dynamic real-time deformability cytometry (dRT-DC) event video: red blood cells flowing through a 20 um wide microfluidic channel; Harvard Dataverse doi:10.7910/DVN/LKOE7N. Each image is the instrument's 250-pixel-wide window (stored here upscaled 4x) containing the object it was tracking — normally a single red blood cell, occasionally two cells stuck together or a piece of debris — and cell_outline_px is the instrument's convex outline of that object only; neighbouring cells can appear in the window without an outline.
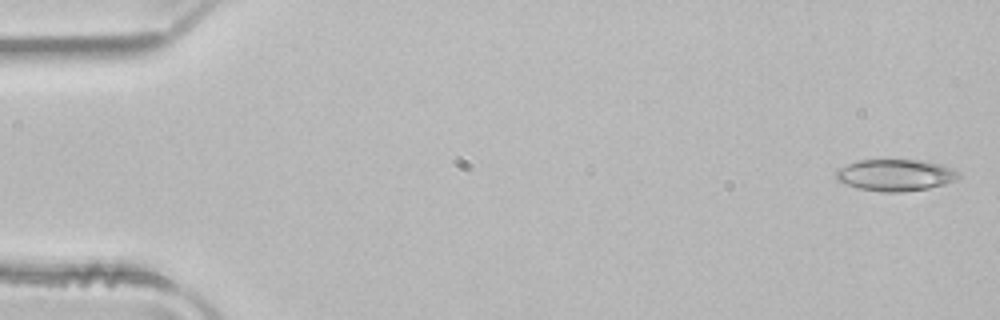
{"species": "common noctule bat (a hibernating species)", "species_latin": "Nyctalus noctula", "temperature_condition": "room temperature", "stored_images_in_passage": 50, "camera_frame_rate_fps": 3000, "um_per_image_px": 0.085, "animal": {"sex": "male", "body_mass_g": 21.5, "forearm_length_mm": 52.0}, "frame": {"image": 1, "passage_image": 1, "time_ms": 0.0, "image_size_px": [1000, 320], "cell_outline_px": [[960, 176], [956, 180], [944, 184], [928, 188], [904, 192], [884, 192], [856, 188], [844, 184], [836, 180], [836, 168], [860, 160], [924, 160], [940, 164], [952, 168], [960, 172]], "centroid_in_image_um": [76.1, 14.88], "position_along_channel_um": 8.9, "area_um2": 22.83}}
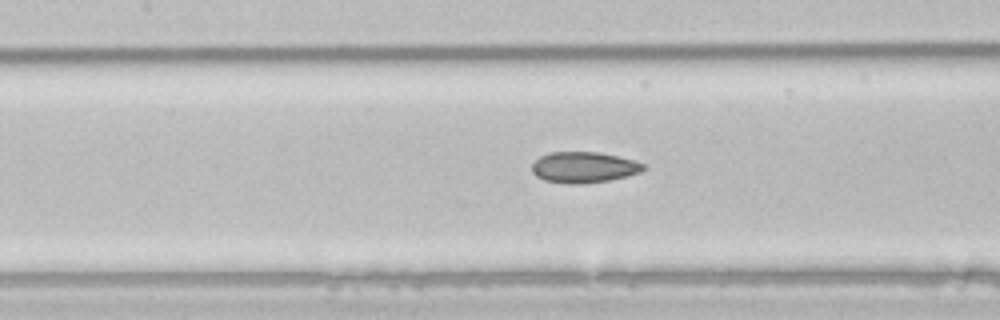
{"frame": {"image": 2, "passage_image": 22, "time_ms": 7.0, "image_size_px": [1000, 320], "cell_outline_px": [[648, 168], [640, 172], [628, 176], [608, 180], [580, 184], [568, 184], [544, 180], [536, 176], [532, 172], [532, 164], [540, 156], [548, 152], [600, 152], [632, 160], [644, 164]], "centroid_in_image_um": [49.61, 14.22], "position_along_channel_um": 157.8, "area_um2": 20.11}}
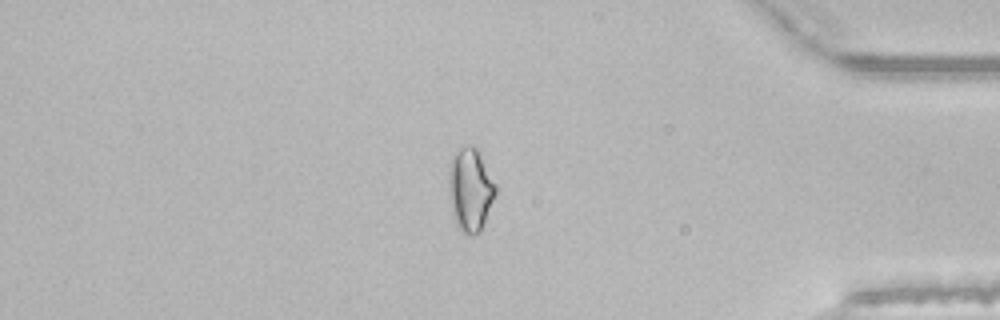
{"frame": {"image": 3, "passage_image": 42, "time_ms": 13.667, "image_size_px": [1000, 320], "cell_outline_px": [[496, 196], [480, 232], [472, 236], [468, 236], [460, 232], [456, 228], [452, 212], [448, 188], [448, 164], [452, 152], [460, 148], [472, 144], [480, 152], [496, 184]], "centroid_in_image_um": [39.95, 16.12], "position_along_channel_um": 395.2, "area_um2": 23.52}, "authors_computed_cell_mechanics": {"area_um2": 21.3571, "velocity_mm_per_s": 4.0267, "shape_relaxation_time_tau1_ms": null, "shape_relaxation_time_tau2_ms": 3.2358, "deformation_change_tau1": null, "deformation_change_tau2": 0.0963}}